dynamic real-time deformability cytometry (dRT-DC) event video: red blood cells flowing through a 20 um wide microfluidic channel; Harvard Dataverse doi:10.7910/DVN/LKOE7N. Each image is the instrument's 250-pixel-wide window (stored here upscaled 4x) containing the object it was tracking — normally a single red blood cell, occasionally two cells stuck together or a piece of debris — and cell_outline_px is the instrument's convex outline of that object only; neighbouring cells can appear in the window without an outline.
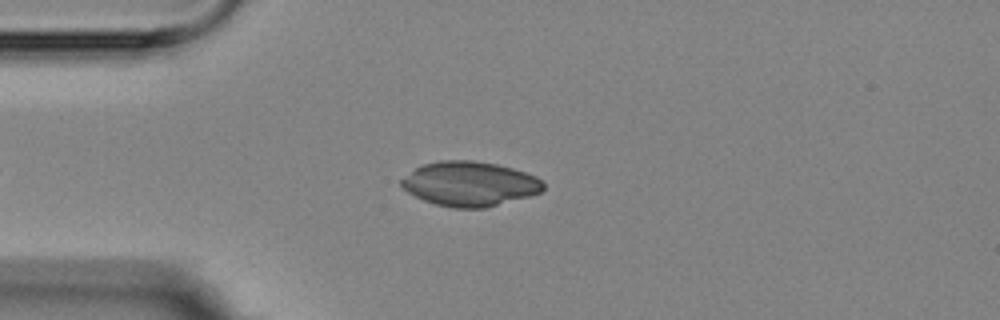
{"species": "Egyptian fruit bat (a non-hibernating species)", "species_latin": "Rousettus aegyptiacus", "temperature_condition": "room temperature", "stored_images_in_passage": 15, "camera_frame_rate_fps": 3000, "um_per_image_px": 0.085, "animal": {"sex": "female"}, "frame": {"image": 1, "passage_image": 4, "time_ms": 4.333, "image_size_px": [1000, 320], "cell_outline_px": [[544, 188], [540, 192], [528, 196], [484, 208], [452, 208], [436, 204], [424, 200], [408, 192], [400, 184], [400, 180], [416, 168], [424, 164], [440, 160], [472, 160], [496, 164], [512, 168], [536, 176], [544, 184]], "centroid_in_image_um": [39.91, 15.62], "position_along_channel_um": 45.1, "area_um2": 36.53}}
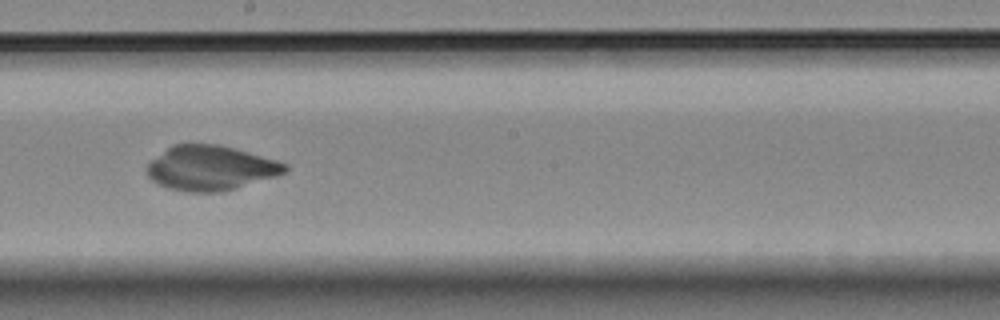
{"frame": {"image": 2, "passage_image": 9, "time_ms": 10.0, "image_size_px": [1000, 320], "cell_outline_px": [[288, 172], [276, 176], [236, 188], [220, 192], [188, 192], [168, 188], [152, 180], [148, 176], [144, 168], [152, 160], [172, 144], [216, 144], [232, 148], [276, 160], [288, 164]], "centroid_in_image_um": [17.89, 14.29], "position_along_channel_um": 230.3, "area_um2": 35.78}}
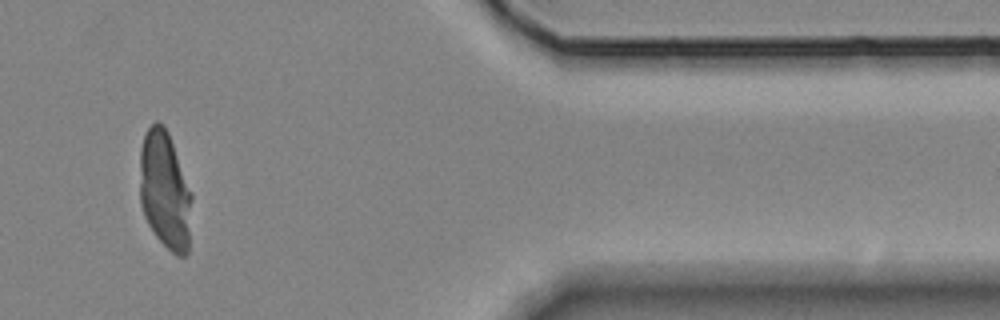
{"frame": {"image": 3, "passage_image": 13, "time_ms": 15.667, "image_size_px": [1000, 320], "cell_outline_px": [[192, 196], [188, 252], [184, 256], [176, 256], [156, 236], [148, 224], [144, 216], [140, 204], [140, 148], [144, 136], [148, 128], [156, 120], [160, 120], [164, 124], [168, 132], [192, 192]], "centroid_in_image_um": [14.01, 16.16], "position_along_channel_um": 397.4, "area_um2": 36.01}}